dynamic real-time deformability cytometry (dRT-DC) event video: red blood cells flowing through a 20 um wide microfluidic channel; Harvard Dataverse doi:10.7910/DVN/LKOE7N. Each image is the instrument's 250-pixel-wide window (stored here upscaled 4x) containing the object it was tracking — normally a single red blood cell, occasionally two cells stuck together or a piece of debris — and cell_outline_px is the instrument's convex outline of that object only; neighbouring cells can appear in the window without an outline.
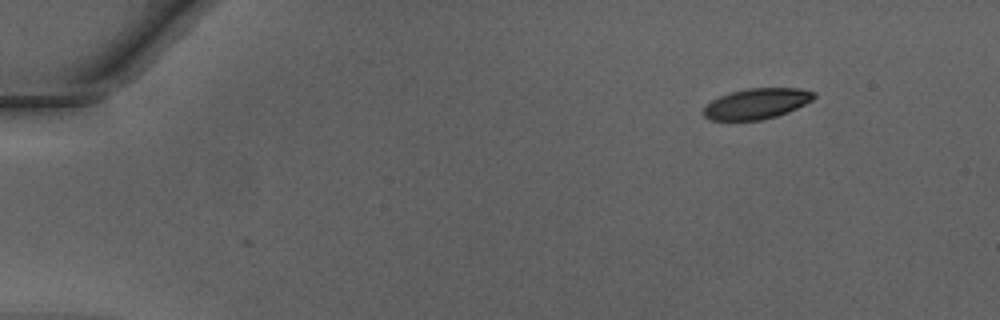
{"species": "Egyptian fruit bat (a non-hibernating species)", "species_latin": "Rousettus aegyptiacus", "temperature_condition": "warm", "stored_images_in_passage": 2, "camera_frame_rate_fps": 3000, "um_per_image_px": 0.085, "animal": {"sex": "male"}, "frame": {"image": 1, "passage_image": 2, "time_ms": 0.333, "image_size_px": [1000, 320], "cell_outline_px": [[816, 96], [812, 100], [788, 112], [776, 116], [760, 120], [708, 120], [704, 116], [704, 108], [712, 100], [720, 96], [732, 92], [748, 88], [800, 88], [816, 92]], "centroid_in_image_um": [64.33, 8.81], "position_along_channel_um": 20.7, "area_um2": 19.54}}